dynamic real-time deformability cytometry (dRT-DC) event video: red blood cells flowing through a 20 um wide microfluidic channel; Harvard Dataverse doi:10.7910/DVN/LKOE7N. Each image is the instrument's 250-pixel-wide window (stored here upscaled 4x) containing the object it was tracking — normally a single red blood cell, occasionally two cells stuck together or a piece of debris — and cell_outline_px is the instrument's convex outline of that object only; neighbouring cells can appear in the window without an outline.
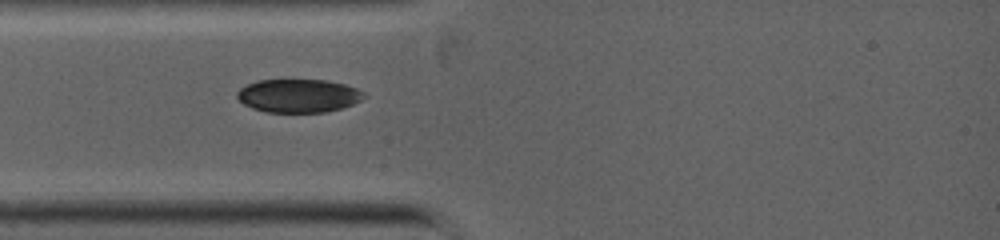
{"species": "common noctule bat (a hibernating species)", "species_latin": "Nyctalus noctula", "temperature_condition": "warm", "stored_images_in_passage": 2, "camera_frame_rate_fps": 5000, "um_per_image_px": 0.085, "animal": {"sex": "female", "body_mass_g": 19.0, "forearm_length_mm": 53.3}, "frame": {"image": 1, "passage_image": 1, "time_ms": 0.0, "image_size_px": [1000, 240], "cell_outline_px": [[368, 96], [352, 104], [340, 108], [324, 112], [268, 112], [252, 108], [244, 104], [236, 96], [236, 92], [240, 88], [256, 80], [324, 80], [344, 84], [356, 88], [364, 92]], "centroid_in_image_um": [25.36, 8.13], "position_along_channel_um": 59.6, "area_um2": 24.57}}